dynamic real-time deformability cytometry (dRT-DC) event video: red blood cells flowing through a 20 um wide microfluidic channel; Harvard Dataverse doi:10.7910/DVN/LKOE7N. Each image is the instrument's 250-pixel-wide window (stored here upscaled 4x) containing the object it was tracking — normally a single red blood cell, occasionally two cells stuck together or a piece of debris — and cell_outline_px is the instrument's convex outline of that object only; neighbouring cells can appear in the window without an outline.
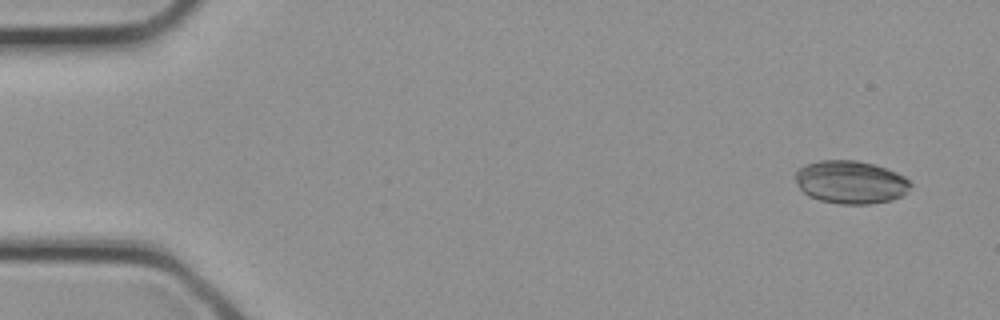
{"species": "common noctule bat (a hibernating species)", "species_latin": "Nyctalus noctula", "temperature_condition": "cold", "stored_images_in_passage": 19, "camera_frame_rate_fps": 3000, "um_per_image_px": 0.085, "animal": {"sex": "female", "body_mass_g": 21.9}, "frame": {"image": 1, "passage_image": 2, "time_ms": 0.333, "image_size_px": [1000, 320], "cell_outline_px": [[912, 184], [900, 196], [892, 200], [868, 204], [840, 204], [820, 200], [808, 196], [800, 188], [796, 180], [796, 172], [804, 164], [820, 160], [856, 160], [876, 164], [896, 172], [904, 176]], "centroid_in_image_um": [72.29, 15.47], "position_along_channel_um": 12.7, "area_um2": 28.78}}
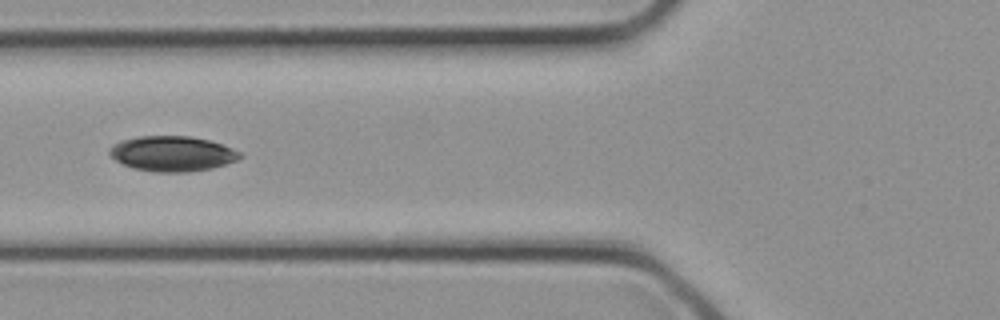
{"frame": {"image": 2, "passage_image": 12, "time_ms": 3.667, "image_size_px": [1000, 320], "cell_outline_px": [[244, 156], [236, 160], [212, 168], [188, 172], [152, 172], [132, 168], [116, 160], [108, 152], [108, 148], [112, 144], [120, 140], [136, 136], [192, 136], [224, 144], [240, 152]], "centroid_in_image_um": [14.62, 13.05], "position_along_channel_um": 111.2, "area_um2": 26.99}}
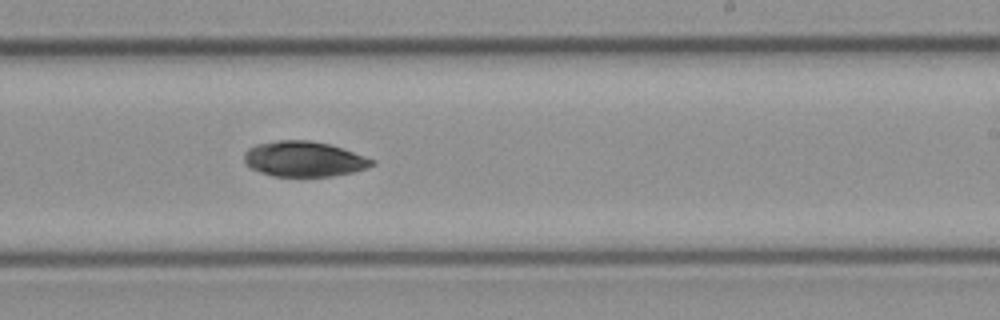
{"frame": {"image": 3, "passage_image": 19, "time_ms": 6.0, "image_size_px": [1000, 320], "cell_outline_px": [[376, 164], [368, 168], [352, 172], [332, 176], [276, 176], [260, 172], [252, 168], [244, 160], [244, 152], [248, 148], [256, 144], [276, 140], [308, 140], [328, 144], [376, 160]], "centroid_in_image_um": [25.84, 13.51], "position_along_channel_um": 263.2, "area_um2": 26.13}}